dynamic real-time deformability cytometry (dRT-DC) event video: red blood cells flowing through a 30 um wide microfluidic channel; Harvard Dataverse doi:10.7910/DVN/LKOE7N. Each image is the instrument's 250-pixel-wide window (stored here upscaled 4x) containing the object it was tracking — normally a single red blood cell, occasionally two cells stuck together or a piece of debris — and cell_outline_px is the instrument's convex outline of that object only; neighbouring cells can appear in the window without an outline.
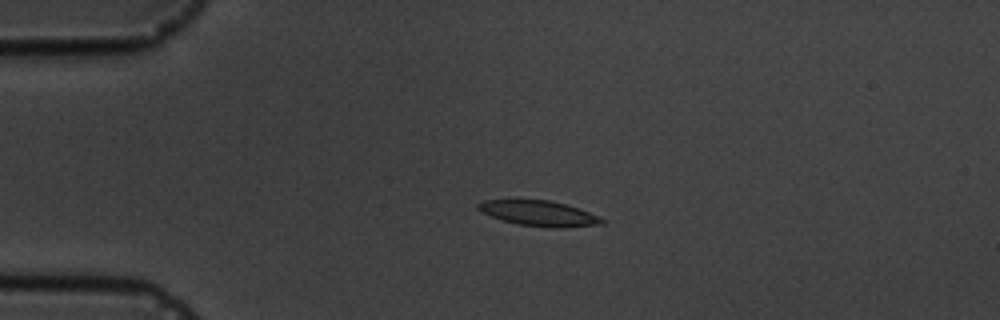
{"species": "common noctule bat (a hibernating species)", "species_latin": "Nyctalus noctula", "temperature_condition": "cold", "stored_images_in_passage": 5, "camera_frame_rate_fps": 3000, "um_per_image_px": 0.085, "animal": {"sex": "male", "body_mass_g": 19.5, "forearm_length_mm": 54.6}, "frame": {"image": 1, "passage_image": 4, "time_ms": 3.333, "image_size_px": [1000, 320], "cell_outline_px": [[608, 220], [604, 224], [560, 228], [548, 228], [516, 224], [492, 216], [476, 208], [476, 204], [484, 200], [548, 200], [580, 208], [600, 216]], "centroid_in_image_um": [45.89, 18.15], "position_along_channel_um": 39.1, "area_um2": 18.38}}